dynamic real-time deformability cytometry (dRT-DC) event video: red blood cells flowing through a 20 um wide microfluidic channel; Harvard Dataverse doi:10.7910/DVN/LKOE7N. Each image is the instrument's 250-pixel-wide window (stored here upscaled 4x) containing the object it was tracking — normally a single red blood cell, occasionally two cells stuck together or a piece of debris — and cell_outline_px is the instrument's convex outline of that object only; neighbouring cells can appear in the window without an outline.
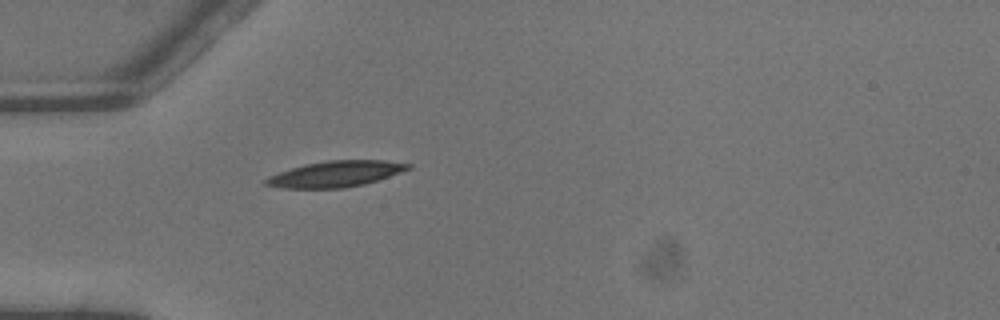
{"species": "common noctule bat (a hibernating species)", "species_latin": "Nyctalus noctula", "temperature_condition": "warm", "stored_images_in_passage": 5, "camera_frame_rate_fps": 3000, "um_per_image_px": 0.085, "animal": {"sex": "male", "body_mass_g": 13.3}, "frame": {"image": 1, "passage_image": 5, "time_ms": 1.333, "image_size_px": [1000, 320], "cell_outline_px": [[412, 168], [364, 184], [344, 188], [284, 188], [264, 184], [264, 180], [268, 176], [304, 164], [328, 160], [384, 160], [412, 164]], "centroid_in_image_um": [28.52, 14.78], "position_along_channel_um": 56.5, "area_um2": 21.33}}